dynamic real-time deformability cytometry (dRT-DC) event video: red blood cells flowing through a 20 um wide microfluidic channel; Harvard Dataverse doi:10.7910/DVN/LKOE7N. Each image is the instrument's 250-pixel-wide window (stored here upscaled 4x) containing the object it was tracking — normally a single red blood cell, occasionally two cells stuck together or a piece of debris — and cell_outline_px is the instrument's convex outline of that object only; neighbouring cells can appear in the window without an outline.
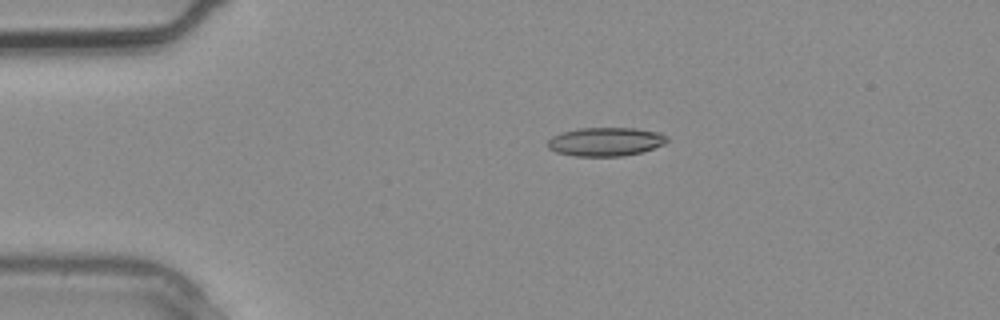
{"species": "common noctule bat (a hibernating species)", "species_latin": "Nyctalus noctula", "temperature_condition": "warm", "stored_images_in_passage": 1, "camera_frame_rate_fps": 3000, "um_per_image_px": 0.085, "animal": {"sex": "male", "body_mass_g": 20.4}, "frame": {"image": 1, "passage_image": 1, "time_ms": 0.0, "image_size_px": [1000, 320], "cell_outline_px": [[668, 140], [664, 144], [640, 152], [624, 156], [572, 156], [556, 152], [548, 148], [548, 140], [552, 136], [560, 132], [580, 128], [636, 128], [660, 132], [668, 136]], "centroid_in_image_um": [51.46, 12.04], "position_along_channel_um": 33.5, "area_um2": 20.06}}